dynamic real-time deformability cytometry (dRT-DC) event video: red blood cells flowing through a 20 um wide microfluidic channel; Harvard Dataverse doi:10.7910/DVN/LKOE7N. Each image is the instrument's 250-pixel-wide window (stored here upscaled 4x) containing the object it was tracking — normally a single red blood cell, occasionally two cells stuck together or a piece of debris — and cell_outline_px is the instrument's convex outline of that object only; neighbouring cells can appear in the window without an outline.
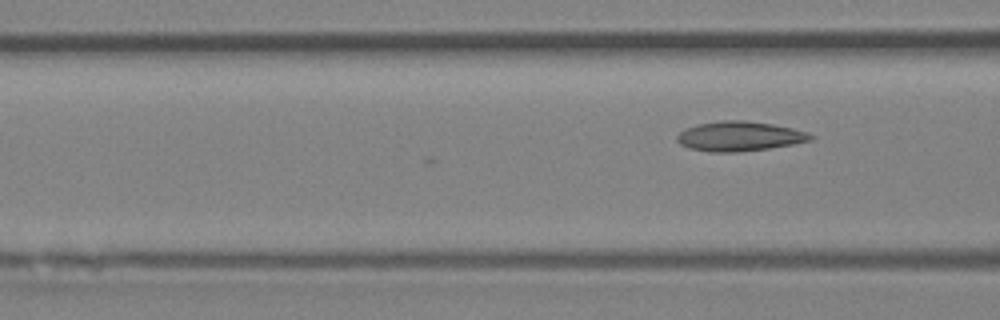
{"species": "Egyptian fruit bat (a non-hibernating species)", "species_latin": "Rousettus aegyptiacus", "temperature_condition": "room temperature", "stored_images_in_passage": 3, "camera_frame_rate_fps": 3000, "um_per_image_px": 0.085, "animal": {"sex": "female"}, "frame": {"image": 1, "passage_image": 3, "time_ms": 0.667, "image_size_px": [1000, 320], "cell_outline_px": [[816, 136], [812, 140], [792, 144], [768, 148], [736, 152], [712, 152], [688, 148], [680, 144], [676, 140], [676, 136], [684, 128], [696, 124], [720, 120], [744, 120], [772, 124], [792, 128], [808, 132]], "centroid_in_image_um": [62.83, 11.57], "position_along_channel_um": 103.8, "area_um2": 23.24}}